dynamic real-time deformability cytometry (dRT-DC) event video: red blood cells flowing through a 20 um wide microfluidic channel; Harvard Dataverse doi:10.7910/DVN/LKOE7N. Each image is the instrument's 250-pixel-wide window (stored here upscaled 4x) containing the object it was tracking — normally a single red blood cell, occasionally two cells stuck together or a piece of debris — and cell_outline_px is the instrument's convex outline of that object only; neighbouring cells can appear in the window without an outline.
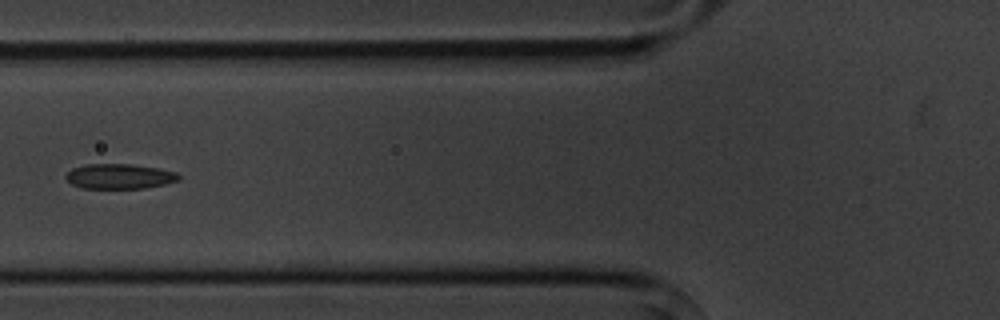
{"species": "common noctule bat (a hibernating species)", "species_latin": "Nyctalus noctula", "temperature_condition": "cold", "stored_images_in_passage": 6, "camera_frame_rate_fps": 3000, "um_per_image_px": 0.085, "animal": {"sex": "male", "body_mass_g": 20.1, "forearm_length_mm": 53.5}, "frame": {"image": 1, "passage_image": 6, "time_ms": 6.0, "image_size_px": [1000, 320], "cell_outline_px": [[180, 180], [164, 184], [144, 188], [80, 188], [72, 184], [64, 176], [72, 168], [84, 164], [132, 164], [160, 168], [176, 172], [180, 176]], "centroid_in_image_um": [10.15, 14.98], "position_along_channel_um": 115.6, "area_um2": 16.53}}